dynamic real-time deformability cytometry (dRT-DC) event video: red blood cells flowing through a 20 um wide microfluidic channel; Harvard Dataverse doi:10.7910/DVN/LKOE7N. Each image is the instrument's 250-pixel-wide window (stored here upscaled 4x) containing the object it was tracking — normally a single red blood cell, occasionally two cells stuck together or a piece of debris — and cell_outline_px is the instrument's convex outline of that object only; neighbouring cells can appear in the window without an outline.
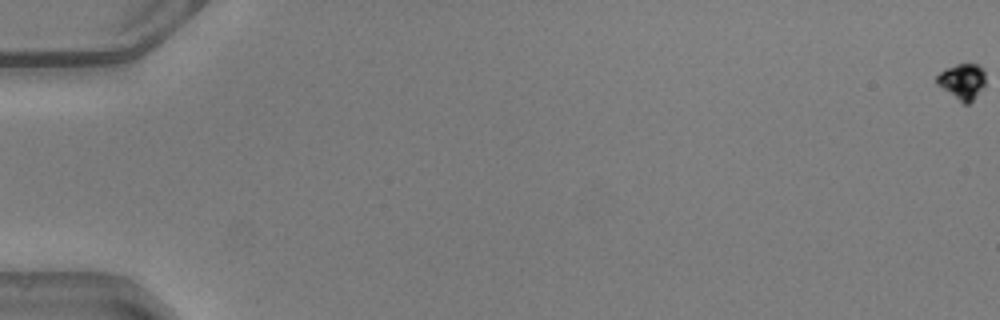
{"species": "common noctule bat (a hibernating species)", "species_latin": "Nyctalus noctula", "temperature_condition": "warm", "stored_images_in_passage": 54, "camera_frame_rate_fps": 3000, "um_per_image_px": 0.085, "animal": {"sex": "male", "body_mass_g": 20.5, "forearm_length_mm": 52.5}, "frame": {"image": 1, "passage_image": 1, "time_ms": 0.0, "image_size_px": [1000, 320], "cell_outline_px": [[984, 88], [968, 104], [964, 104], [936, 84], [936, 76], [944, 68], [968, 60], [984, 68]], "centroid_in_image_um": [81.79, 6.86], "position_along_channel_um": 3.2, "area_um2": 10.46}}
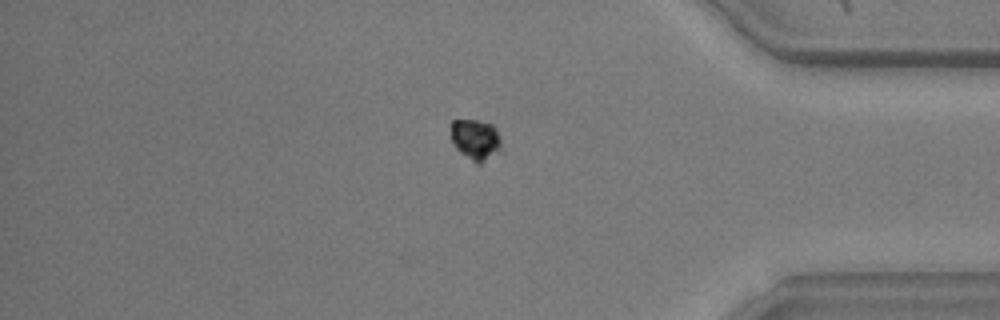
{"frame": {"image": 2, "passage_image": 46, "time_ms": 15.0, "image_size_px": [1000, 320], "cell_outline_px": [[504, 152], [480, 164], [476, 164], [460, 152], [452, 144], [452, 120], [476, 120], [492, 124], [496, 128], [500, 136]], "centroid_in_image_um": [40.51, 11.91], "position_along_channel_um": 394.7, "area_um2": 12.43}}
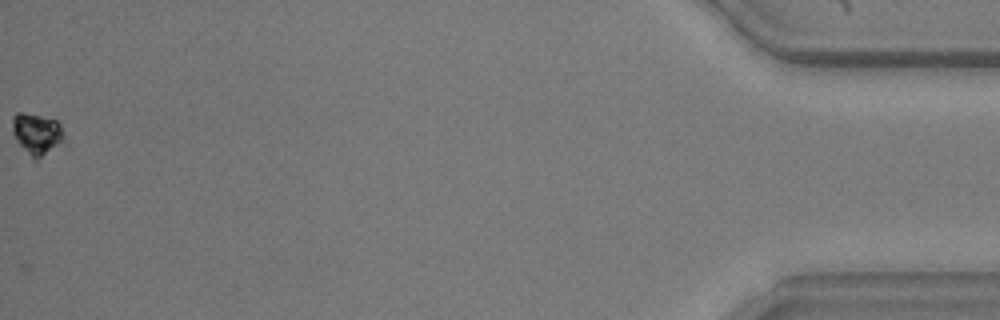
{"frame": {"image": 3, "passage_image": 54, "time_ms": 17.667, "image_size_px": [1000, 320], "cell_outline_px": [[68, 144], [36, 164], [32, 160], [16, 140], [12, 132], [12, 116], [16, 112], [24, 112], [56, 120], [60, 124]], "centroid_in_image_um": [3.22, 11.5], "position_along_channel_um": 432.0, "area_um2": 13.7}, "authors_computed_cell_mechanics": {"area_um2": 12.2825, "velocity_mm_per_s": 4.0552, "shape_relaxation_time_tau1_ms": 1.2572, "shape_relaxation_time_tau2_ms": null, "deformation_change_tau1": 0.0298, "deformation_change_tau2": null}}